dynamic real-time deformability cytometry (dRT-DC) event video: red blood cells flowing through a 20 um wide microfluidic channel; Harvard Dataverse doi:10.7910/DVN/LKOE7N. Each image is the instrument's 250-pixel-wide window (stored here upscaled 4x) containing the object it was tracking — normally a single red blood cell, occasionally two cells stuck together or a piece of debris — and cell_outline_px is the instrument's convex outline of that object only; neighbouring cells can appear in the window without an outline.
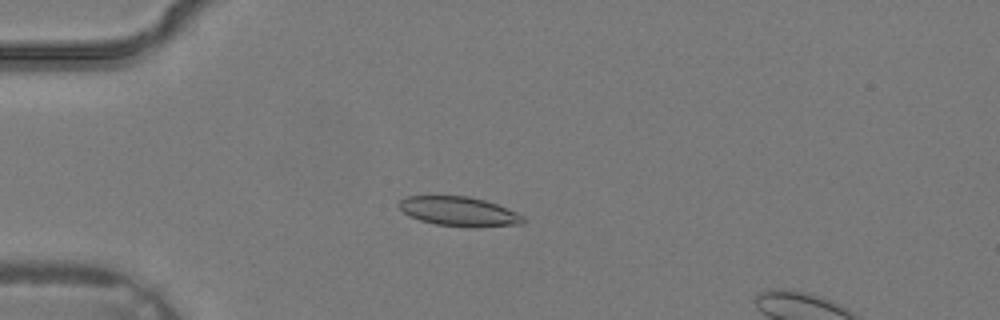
{"species": "common noctule bat (a hibernating species)", "species_latin": "Nyctalus noctula", "temperature_condition": "warm", "stored_images_in_passage": 36, "camera_frame_rate_fps": 3000, "um_per_image_px": 0.085, "animal": {"sex": "male", "body_mass_g": 19.2, "forearm_length_mm": 51.8}, "frame": {"image": 1, "passage_image": 11, "time_ms": 3.333, "image_size_px": [1000, 320], "cell_outline_px": [[524, 220], [520, 224], [480, 228], [468, 228], [436, 224], [420, 220], [408, 216], [396, 204], [400, 200], [408, 196], [468, 196], [484, 200], [496, 204], [516, 212], [524, 216]], "centroid_in_image_um": [39.0, 17.99], "position_along_channel_um": 46.0, "area_um2": 21.44}}
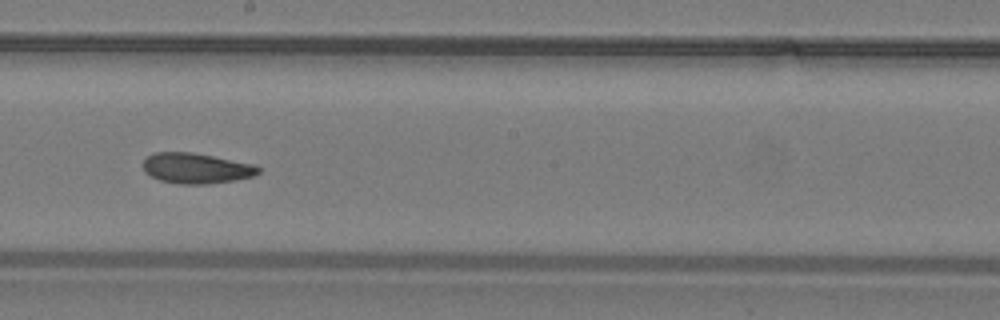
{"frame": {"image": 2, "passage_image": 22, "time_ms": 7.0, "image_size_px": [1000, 320], "cell_outline_px": [[260, 172], [252, 176], [236, 180], [208, 184], [180, 184], [160, 180], [144, 172], [144, 160], [152, 152], [192, 152], [256, 164], [260, 168]], "centroid_in_image_um": [16.7, 14.3], "position_along_channel_um": 231.5, "area_um2": 20.52}}
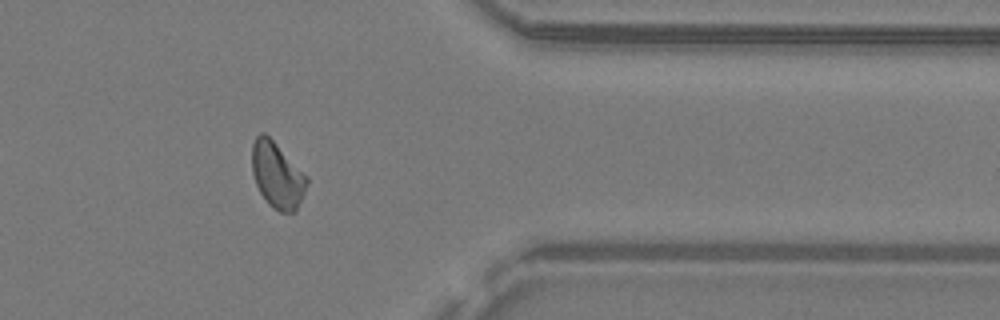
{"frame": {"image": 3, "passage_image": 31, "time_ms": 10.0, "image_size_px": [1000, 320], "cell_outline_px": [[308, 184], [296, 212], [280, 212], [272, 208], [268, 204], [260, 192], [256, 184], [252, 172], [252, 144], [256, 136], [260, 132], [264, 132], [308, 176]], "centroid_in_image_um": [23.57, 14.91], "position_along_channel_um": 387.8, "area_um2": 21.1}}